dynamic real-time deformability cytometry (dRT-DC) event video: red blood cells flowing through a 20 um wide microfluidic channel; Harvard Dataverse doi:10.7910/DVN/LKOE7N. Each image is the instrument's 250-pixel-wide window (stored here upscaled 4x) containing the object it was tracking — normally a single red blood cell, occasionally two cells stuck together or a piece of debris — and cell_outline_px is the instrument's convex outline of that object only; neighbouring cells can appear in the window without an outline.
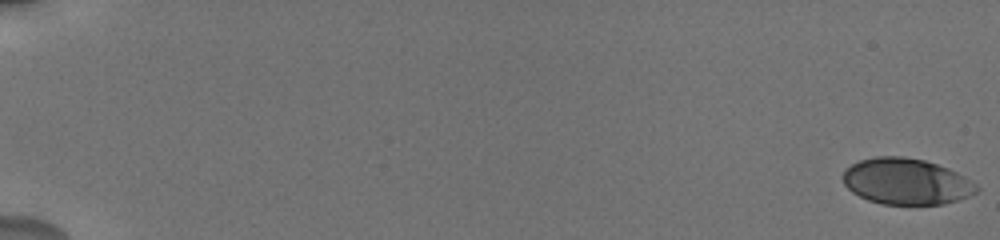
{"species": "human", "species_latin": "Homo sapiens", "temperature_condition": "cold", "stored_images_in_passage": 22, "camera_frame_rate_fps": 3000, "um_per_image_px": 0.085, "donor": {"sex": "male"}, "frame": {"image": 1, "passage_image": 1, "time_ms": 0.0, "image_size_px": [1000, 240], "cell_outline_px": [[980, 188], [976, 192], [968, 196], [944, 204], [880, 204], [868, 200], [852, 192], [844, 184], [844, 172], [852, 164], [860, 160], [876, 156], [904, 156], [924, 160], [948, 168], [964, 176], [976, 184]], "centroid_in_image_um": [77.04, 15.42], "position_along_channel_um": 8.0, "area_um2": 35.72}}
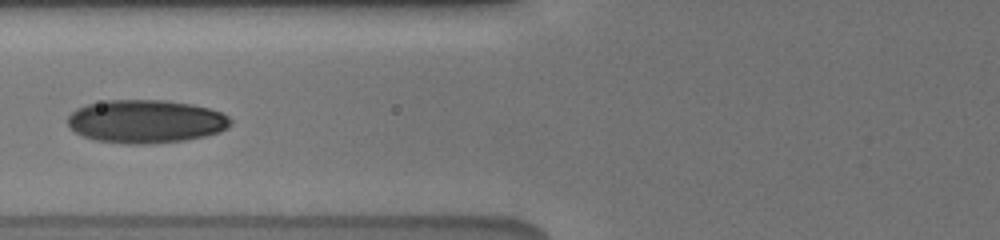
{"frame": {"image": 2, "passage_image": 13, "time_ms": 8.333, "image_size_px": [1000, 240], "cell_outline_px": [[232, 124], [228, 128], [220, 132], [204, 136], [184, 140], [148, 144], [128, 144], [96, 140], [84, 136], [76, 132], [68, 124], [68, 116], [76, 108], [88, 104], [108, 100], [164, 100], [192, 104], [208, 108], [220, 112], [228, 116], [232, 120]], "centroid_in_image_um": [12.42, 10.32], "position_along_channel_um": 113.4, "area_um2": 40.98}}
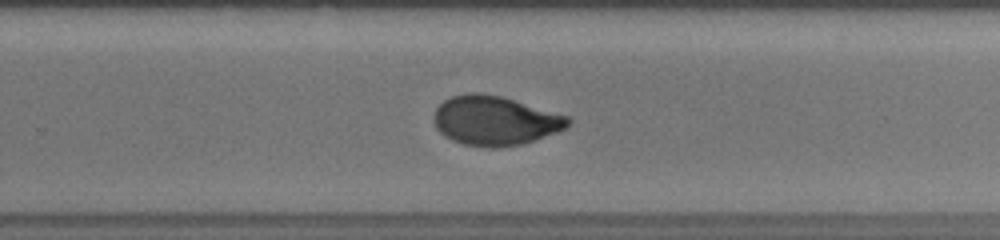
{"frame": {"image": 3, "passage_image": 21, "time_ms": 13.0, "image_size_px": [1000, 240], "cell_outline_px": [[572, 120], [564, 128], [556, 132], [520, 144], [496, 148], [484, 148], [464, 144], [452, 140], [444, 136], [436, 128], [436, 108], [444, 100], [452, 96], [468, 92], [480, 92], [500, 96], [568, 116]], "centroid_in_image_um": [42.05, 10.25], "position_along_channel_um": 287.8, "area_um2": 38.15}}